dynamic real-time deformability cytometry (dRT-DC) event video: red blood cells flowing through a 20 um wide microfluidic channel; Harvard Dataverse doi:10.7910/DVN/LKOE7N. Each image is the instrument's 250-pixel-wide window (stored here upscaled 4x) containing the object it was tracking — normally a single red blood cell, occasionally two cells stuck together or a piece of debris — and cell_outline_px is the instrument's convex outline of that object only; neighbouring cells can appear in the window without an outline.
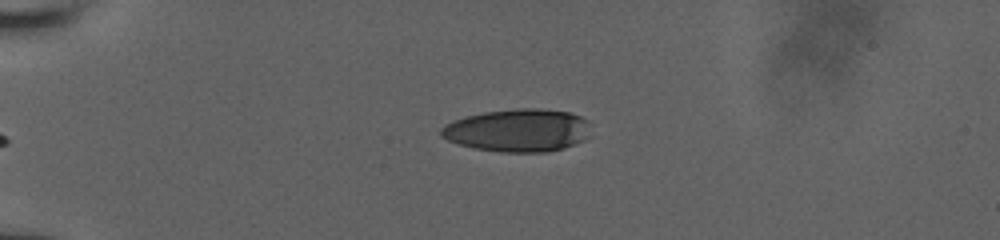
{"species": "human", "species_latin": "Homo sapiens", "temperature_condition": "room temperature", "stored_images_in_passage": 2, "camera_frame_rate_fps": 3000, "um_per_image_px": 0.085, "donor": {"sex": "male"}, "frame": {"image": 1, "passage_image": 1, "time_ms": 0.0, "image_size_px": [1000, 240], "cell_outline_px": [[592, 136], [576, 144], [564, 148], [548, 152], [500, 152], [476, 148], [460, 144], [448, 140], [440, 136], [440, 128], [444, 124], [468, 116], [484, 112], [516, 108], [536, 108], [568, 112], [580, 116], [588, 120]], "centroid_in_image_um": [44.08, 11.08], "position_along_channel_um": 40.9, "area_um2": 37.57}}